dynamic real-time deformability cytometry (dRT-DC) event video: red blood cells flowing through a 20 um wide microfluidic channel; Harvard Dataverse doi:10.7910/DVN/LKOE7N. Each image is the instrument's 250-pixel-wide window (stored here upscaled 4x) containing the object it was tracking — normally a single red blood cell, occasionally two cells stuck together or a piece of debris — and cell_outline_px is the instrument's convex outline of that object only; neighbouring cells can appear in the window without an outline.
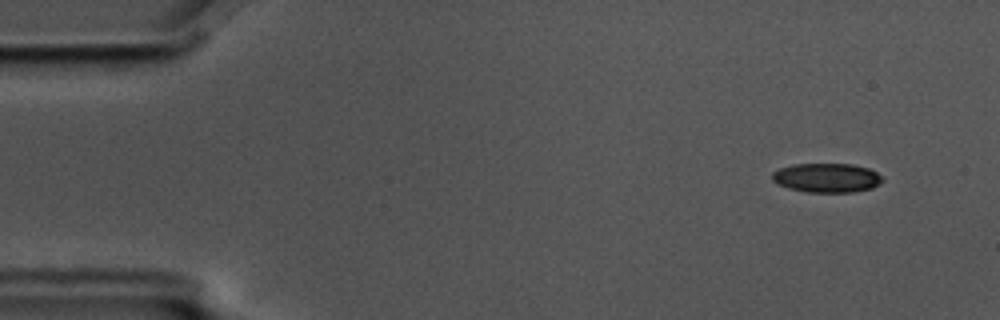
{"species": "common noctule bat (a hibernating species)", "species_latin": "Nyctalus noctula", "temperature_condition": "cold", "stored_images_in_passage": 5, "camera_frame_rate_fps": 3000, "um_per_image_px": 0.085, "animal": {"sex": "male", "body_mass_g": 17.5, "forearm_length_mm": 52.3}, "frame": {"image": 1, "passage_image": 2, "time_ms": 0.333, "image_size_px": [1000, 320], "cell_outline_px": [[884, 180], [880, 184], [872, 188], [852, 192], [808, 192], [788, 188], [772, 180], [772, 172], [780, 168], [792, 164], [852, 164], [868, 168], [876, 172]], "centroid_in_image_um": [70.28, 15.11], "position_along_channel_um": 14.7, "area_um2": 18.73}}